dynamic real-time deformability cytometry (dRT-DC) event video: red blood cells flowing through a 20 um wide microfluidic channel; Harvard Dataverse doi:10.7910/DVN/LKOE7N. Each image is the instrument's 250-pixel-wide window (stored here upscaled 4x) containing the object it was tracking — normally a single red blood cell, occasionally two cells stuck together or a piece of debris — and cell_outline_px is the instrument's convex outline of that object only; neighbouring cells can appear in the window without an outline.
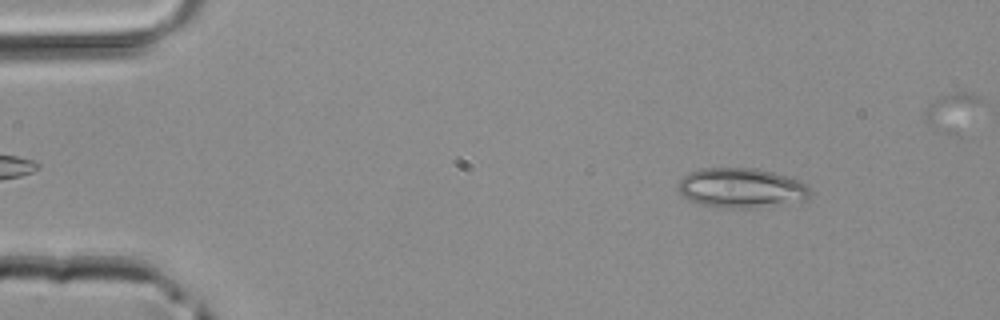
{"species": "common noctule bat (a hibernating species)", "species_latin": "Nyctalus noctula", "temperature_condition": "room temperature", "stored_images_in_passage": 4, "segment_of_instrument_passage": [1, 2], "camera_frame_rate_fps": 3000, "um_per_image_px": 0.085, "animal": {"sex": "male", "body_mass_g": 20.4}, "frame": {"image": 1, "passage_image": 1, "time_ms": 0.0, "image_size_px": [1000, 320], "cell_outline_px": [[812, 192], [808, 200], [744, 208], [716, 208], [700, 204], [684, 196], [676, 188], [676, 184], [688, 172], [700, 168], [752, 168], [772, 172], [788, 176], [800, 180]], "centroid_in_image_um": [62.98, 15.97], "position_along_channel_um": 22.0, "area_um2": 30.58}}